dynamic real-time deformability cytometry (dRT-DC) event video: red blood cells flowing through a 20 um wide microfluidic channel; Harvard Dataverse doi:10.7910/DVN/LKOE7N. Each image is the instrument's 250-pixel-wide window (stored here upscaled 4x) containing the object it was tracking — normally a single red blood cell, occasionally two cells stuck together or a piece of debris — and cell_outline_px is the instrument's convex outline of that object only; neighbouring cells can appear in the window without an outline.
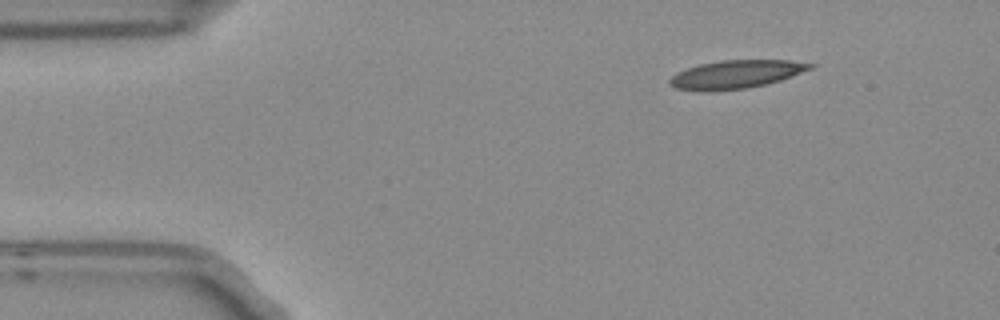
{"species": "Egyptian fruit bat (a non-hibernating species)", "species_latin": "Rousettus aegyptiacus", "temperature_condition": "room temperature", "stored_images_in_passage": 3, "camera_frame_rate_fps": 3000, "um_per_image_px": 0.085, "frame": {"image": 1, "passage_image": 1, "time_ms": 0.0, "image_size_px": [1000, 320], "cell_outline_px": [[816, 64], [812, 68], [780, 80], [764, 84], [744, 88], [708, 92], [696, 92], [676, 88], [668, 84], [668, 80], [676, 72], [700, 64], [720, 60], [788, 60]], "centroid_in_image_um": [62.48, 6.33], "position_along_channel_um": 22.5, "area_um2": 23.12}}